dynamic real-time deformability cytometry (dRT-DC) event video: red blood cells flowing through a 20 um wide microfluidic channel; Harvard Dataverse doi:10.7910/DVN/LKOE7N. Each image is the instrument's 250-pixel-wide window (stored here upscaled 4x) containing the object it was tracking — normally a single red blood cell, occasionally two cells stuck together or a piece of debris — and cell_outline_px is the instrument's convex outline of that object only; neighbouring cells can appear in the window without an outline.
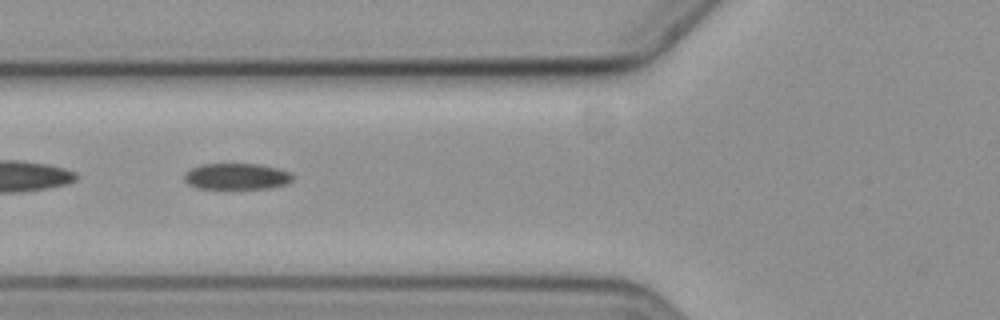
{"species": "common noctule bat (a hibernating species)", "species_latin": "Nyctalus noctula", "temperature_condition": "cold", "stored_images_in_passage": 3, "camera_frame_rate_fps": 3000, "um_per_image_px": 0.085, "animal": {"sex": "female", "body_mass_g": 19.3, "forearm_length_mm": 54.1}, "frame": {"image": 1, "passage_image": 2, "time_ms": 1.333, "image_size_px": [1000, 320], "cell_outline_px": [[292, 180], [288, 184], [272, 188], [196, 188], [188, 184], [184, 180], [184, 176], [192, 168], [200, 164], [260, 164], [276, 168], [288, 172], [292, 176]], "centroid_in_image_um": [20.11, 15.0], "position_along_channel_um": 105.7, "area_um2": 16.42}}
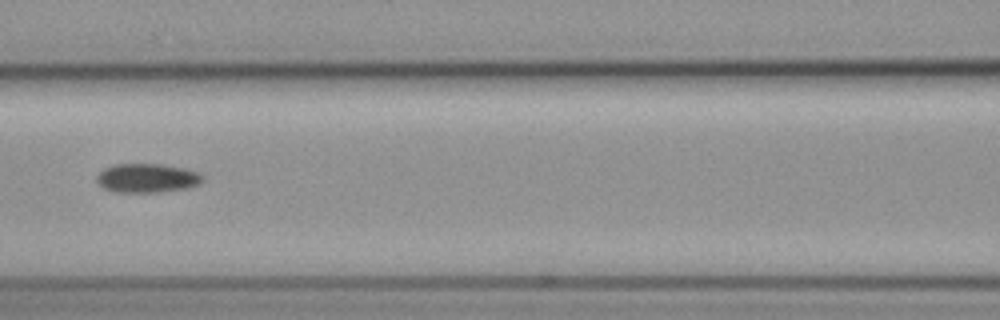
{"frame": {"image": 2, "passage_image": 3, "time_ms": 2.667, "image_size_px": [1000, 320], "cell_outline_px": [[204, 180], [200, 184], [188, 188], [160, 192], [116, 192], [104, 188], [96, 180], [96, 176], [104, 168], [112, 164], [160, 164], [184, 168], [196, 172], [204, 176]], "centroid_in_image_um": [12.51, 15.14], "position_along_channel_um": 154.1, "area_um2": 17.98}}